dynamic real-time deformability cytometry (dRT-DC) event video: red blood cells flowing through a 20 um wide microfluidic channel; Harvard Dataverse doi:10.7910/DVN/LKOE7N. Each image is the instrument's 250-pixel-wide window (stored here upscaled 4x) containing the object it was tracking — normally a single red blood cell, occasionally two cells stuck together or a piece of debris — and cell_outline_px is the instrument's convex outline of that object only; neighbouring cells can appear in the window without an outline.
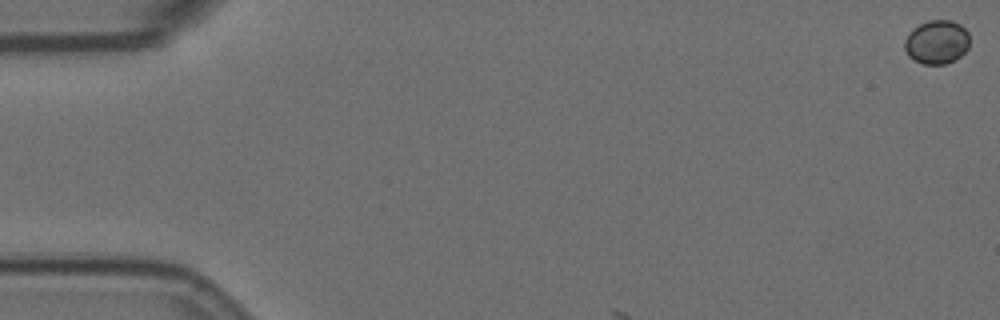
{"species": "Egyptian fruit bat (a non-hibernating species)", "species_latin": "Rousettus aegyptiacus", "temperature_condition": "room temperature", "stored_images_in_passage": 6, "camera_frame_rate_fps": 3000, "um_per_image_px": 0.085, "animal": {"sex": "female"}, "frame": {"image": 1, "passage_image": 1, "time_ms": 0.0, "image_size_px": [1000, 320], "cell_outline_px": [[968, 48], [956, 60], [944, 64], [924, 64], [908, 56], [904, 48], [904, 40], [908, 32], [912, 28], [928, 20], [952, 20], [960, 24], [968, 32]], "centroid_in_image_um": [79.61, 3.56], "position_along_channel_um": 5.4, "area_um2": 16.7}}